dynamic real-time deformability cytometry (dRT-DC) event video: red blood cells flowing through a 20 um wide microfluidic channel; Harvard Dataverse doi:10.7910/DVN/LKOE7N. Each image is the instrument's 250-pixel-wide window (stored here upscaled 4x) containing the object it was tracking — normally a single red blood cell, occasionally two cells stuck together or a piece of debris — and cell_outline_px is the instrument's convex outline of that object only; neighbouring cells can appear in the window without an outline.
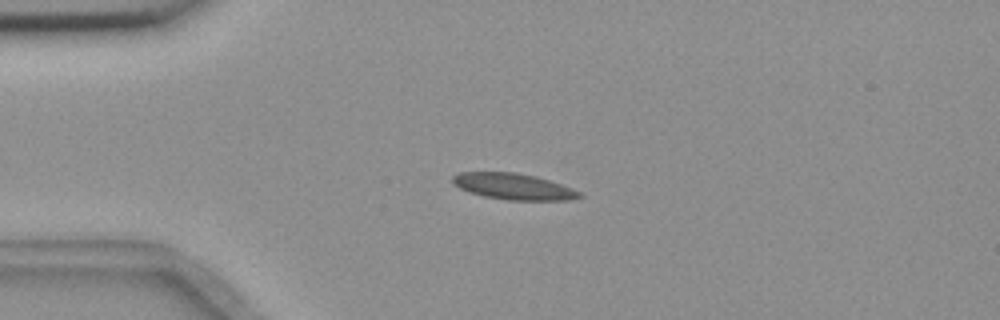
{"species": "common noctule bat (a hibernating species)", "species_latin": "Nyctalus noctula", "temperature_condition": "room temperature", "stored_images_in_passage": 4, "camera_frame_rate_fps": 3000, "um_per_image_px": 0.085, "animal": {"sex": "female", "body_mass_g": 18.4}, "frame": {"image": 1, "passage_image": 3, "time_ms": 0.667, "image_size_px": [1000, 320], "cell_outline_px": [[584, 196], [568, 200], [504, 200], [484, 196], [468, 192], [452, 184], [452, 176], [460, 172], [516, 172], [536, 176], [572, 188], [580, 192]], "centroid_in_image_um": [43.61, 15.85], "position_along_channel_um": 41.4, "area_um2": 19.42}}